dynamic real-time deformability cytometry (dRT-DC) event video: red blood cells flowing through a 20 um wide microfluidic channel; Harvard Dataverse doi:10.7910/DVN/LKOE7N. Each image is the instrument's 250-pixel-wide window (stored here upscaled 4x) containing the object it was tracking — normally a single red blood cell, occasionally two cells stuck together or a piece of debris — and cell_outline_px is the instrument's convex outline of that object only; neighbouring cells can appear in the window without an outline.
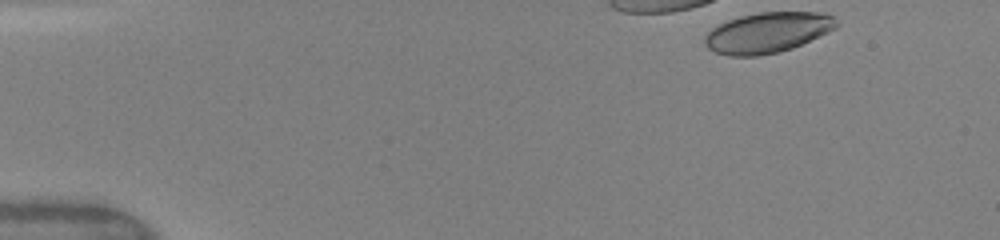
{"species": "human", "species_latin": "Homo sapiens", "temperature_condition": "warm", "stored_images_in_passage": 6, "camera_frame_rate_fps": 3000, "um_per_image_px": 0.085, "donor": {"sex": "female"}, "frame": {"image": 1, "passage_image": 1, "time_ms": 0.0, "image_size_px": [1000, 240], "cell_outline_px": [[840, 24], [836, 28], [828, 32], [792, 48], [776, 52], [756, 56], [728, 56], [716, 52], [708, 48], [704, 44], [704, 36], [712, 28], [728, 20], [740, 16], [760, 12], [824, 12], [832, 16]], "centroid_in_image_um": [65.24, 2.76], "position_along_channel_um": 19.8, "area_um2": 30.98}}